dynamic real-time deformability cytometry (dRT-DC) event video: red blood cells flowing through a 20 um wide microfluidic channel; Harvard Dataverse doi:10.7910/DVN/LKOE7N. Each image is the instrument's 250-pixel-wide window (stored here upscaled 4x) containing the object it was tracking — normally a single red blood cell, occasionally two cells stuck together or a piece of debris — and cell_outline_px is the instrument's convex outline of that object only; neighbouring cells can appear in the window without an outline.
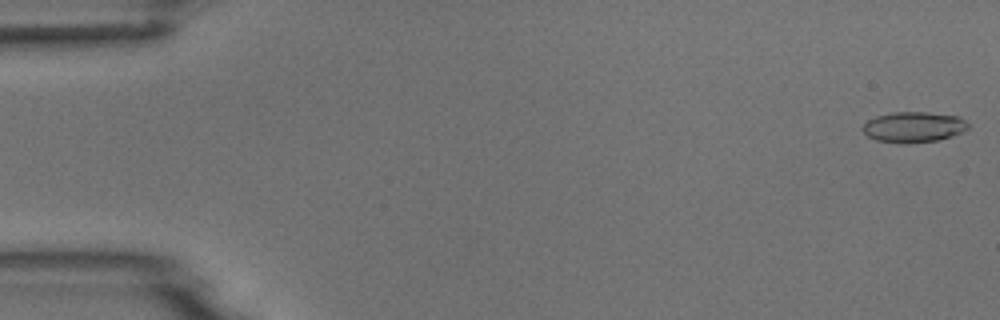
{"species": "common noctule bat (a hibernating species)", "species_latin": "Nyctalus noctula", "temperature_condition": "room temperature", "stored_images_in_passage": 5, "camera_frame_rate_fps": 3000, "um_per_image_px": 0.085, "animal": {"sex": "male", "body_mass_g": 18.8}, "frame": {"image": 1, "passage_image": 1, "time_ms": 0.0, "image_size_px": [1000, 320], "cell_outline_px": [[968, 128], [964, 132], [936, 140], [900, 144], [876, 140], [868, 136], [860, 128], [868, 120], [876, 116], [892, 112], [928, 112], [956, 116], [964, 120], [968, 124]], "centroid_in_image_um": [77.62, 10.8], "position_along_channel_um": 7.4, "area_um2": 18.73}}
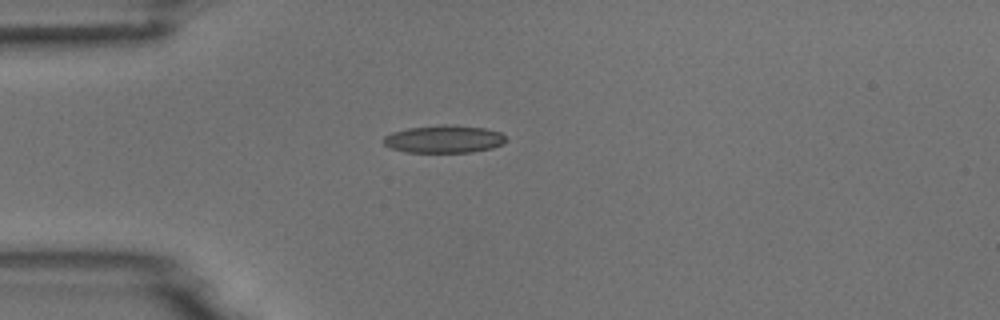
{"frame": {"image": 2, "passage_image": 4, "time_ms": 4.333, "image_size_px": [1000, 320], "cell_outline_px": [[508, 140], [492, 148], [472, 152], [404, 152], [392, 148], [384, 144], [384, 136], [392, 132], [408, 128], [440, 124], [444, 124], [484, 128], [500, 132]], "centroid_in_image_um": [37.73, 11.82], "position_along_channel_um": 47.3, "area_um2": 19.65}}